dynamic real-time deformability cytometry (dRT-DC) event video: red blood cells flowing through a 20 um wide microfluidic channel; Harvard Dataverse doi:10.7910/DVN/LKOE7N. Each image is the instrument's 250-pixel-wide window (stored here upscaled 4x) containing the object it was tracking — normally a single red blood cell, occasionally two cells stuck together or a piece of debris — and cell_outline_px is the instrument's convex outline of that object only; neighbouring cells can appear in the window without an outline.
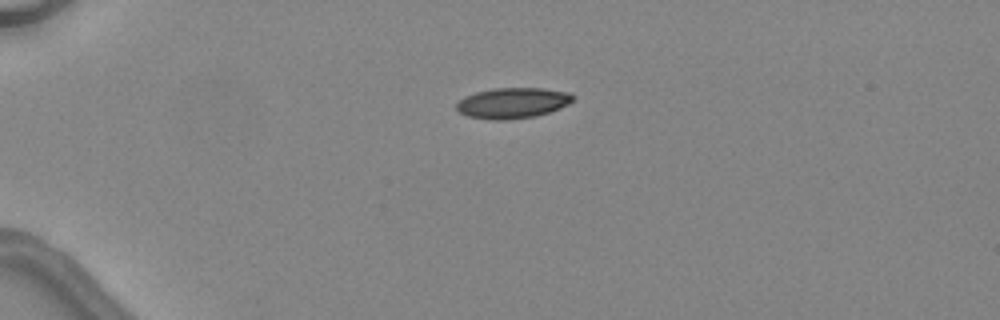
{"species": "common noctule bat (a hibernating species)", "species_latin": "Nyctalus noctula", "temperature_condition": "warm", "stored_images_in_passage": 2, "camera_frame_rate_fps": 3000, "um_per_image_px": 0.085, "animal": {"sex": "female", "body_mass_g": 24.6, "forearm_length_mm": 56.2}, "frame": {"image": 1, "passage_image": 1, "time_ms": 0.0, "image_size_px": [1000, 320], "cell_outline_px": [[576, 96], [568, 104], [560, 108], [536, 116], [508, 120], [492, 120], [468, 116], [460, 112], [456, 108], [456, 104], [464, 96], [476, 92], [496, 88], [544, 88], [572, 92]], "centroid_in_image_um": [43.61, 8.75], "position_along_channel_um": 41.4, "area_um2": 20.92}}